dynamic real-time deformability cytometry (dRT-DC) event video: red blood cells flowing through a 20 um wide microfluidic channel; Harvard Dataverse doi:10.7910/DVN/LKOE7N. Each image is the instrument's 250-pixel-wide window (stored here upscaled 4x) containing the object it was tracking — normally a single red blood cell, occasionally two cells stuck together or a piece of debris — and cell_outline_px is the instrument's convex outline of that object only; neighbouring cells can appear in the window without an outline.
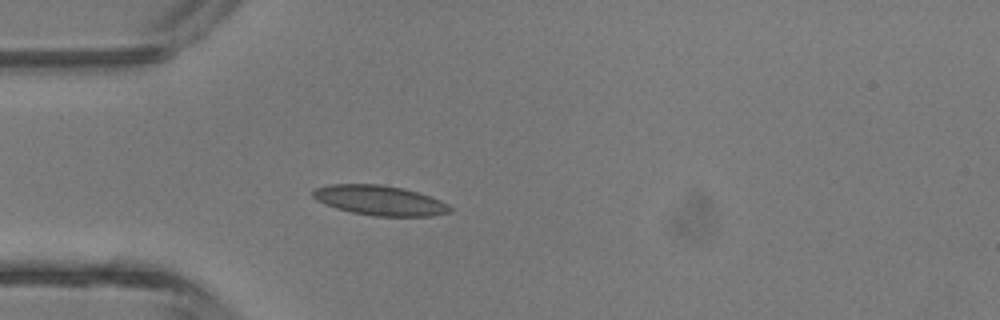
{"species": "common noctule bat (a hibernating species)", "species_latin": "Nyctalus noctula", "temperature_condition": "room temperature", "stored_images_in_passage": 4, "camera_frame_rate_fps": 3000, "um_per_image_px": 0.085, "animal": {"sex": "male", "body_mass_g": 13.3}, "frame": {"image": 1, "passage_image": 4, "time_ms": 3.333, "image_size_px": [1000, 320], "cell_outline_px": [[452, 208], [448, 212], [432, 216], [372, 216], [352, 212], [336, 208], [324, 204], [316, 200], [312, 196], [312, 192], [316, 188], [328, 184], [380, 184], [404, 188], [440, 200], [448, 204]], "centroid_in_image_um": [32.24, 17.03], "position_along_channel_um": 52.8, "area_um2": 23.81}}